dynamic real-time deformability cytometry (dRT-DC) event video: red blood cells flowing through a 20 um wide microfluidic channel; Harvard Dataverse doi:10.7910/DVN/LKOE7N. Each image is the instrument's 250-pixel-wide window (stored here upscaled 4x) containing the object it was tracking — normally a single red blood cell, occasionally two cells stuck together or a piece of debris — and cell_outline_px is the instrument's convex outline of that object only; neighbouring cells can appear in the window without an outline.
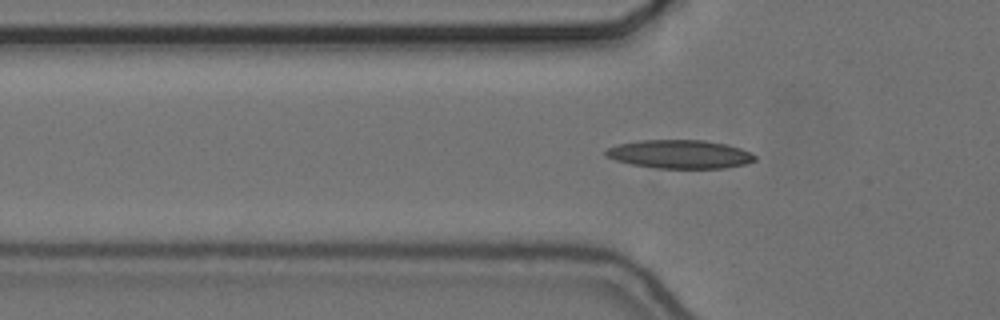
{"species": "common noctule bat (a hibernating species)", "species_latin": "Nyctalus noctula", "temperature_condition": "cold", "stored_images_in_passage": 35, "camera_frame_rate_fps": 3000, "um_per_image_px": 0.085, "animal": {"sex": "female", "body_mass_g": 24.6, "forearm_length_mm": 56.2}, "frame": {"image": 1, "passage_image": 2, "time_ms": 0.333, "image_size_px": [1000, 320], "cell_outline_px": [[756, 160], [744, 164], [724, 168], [656, 168], [632, 164], [616, 160], [604, 156], [604, 152], [608, 148], [620, 144], [640, 140], [704, 140], [728, 144], [740, 148], [756, 156]], "centroid_in_image_um": [57.78, 13.1], "position_along_channel_um": 68.0, "area_um2": 24.68}}
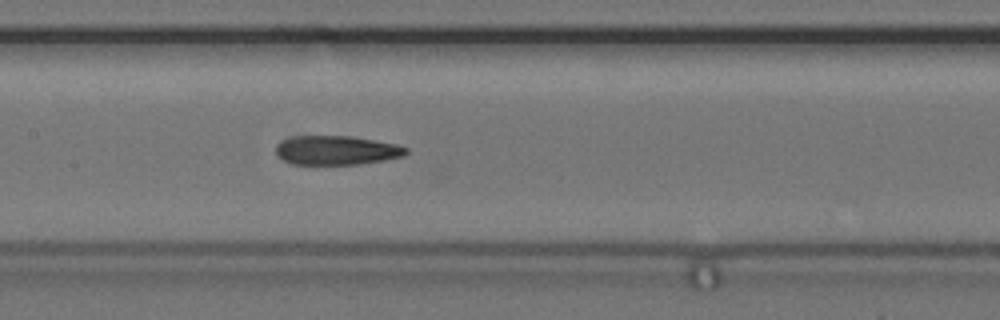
{"frame": {"image": 2, "passage_image": 11, "time_ms": 3.333, "image_size_px": [1000, 320], "cell_outline_px": [[408, 152], [404, 156], [384, 160], [356, 164], [292, 164], [276, 156], [276, 144], [280, 140], [292, 136], [352, 136], [396, 144], [408, 148]], "centroid_in_image_um": [28.57, 12.76], "position_along_channel_um": 178.8, "area_um2": 22.2}}
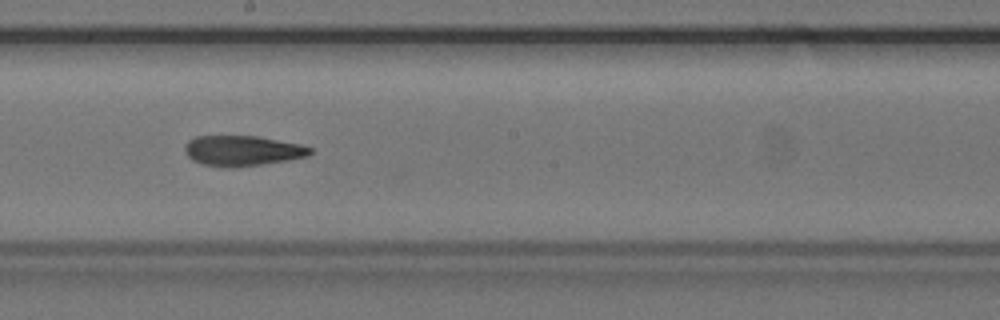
{"frame": {"image": 3, "passage_image": 15, "time_ms": 4.667, "image_size_px": [1000, 320], "cell_outline_px": [[312, 152], [308, 156], [288, 160], [236, 168], [224, 168], [200, 164], [192, 160], [184, 152], [184, 144], [188, 140], [196, 136], [256, 136], [300, 144], [312, 148]], "centroid_in_image_um": [20.55, 12.82], "position_along_channel_um": 227.6, "area_um2": 22.43}, "authors_computed_cell_mechanics": {"area_um2": 22.4842, "velocity_mm_per_s": 3.6682, "shape_relaxation_time_tau1_ms": null, "shape_relaxation_time_tau2_ms": 4.5787, "deformation_change_tau1": null, "deformation_change_tau2": 0.1197}}